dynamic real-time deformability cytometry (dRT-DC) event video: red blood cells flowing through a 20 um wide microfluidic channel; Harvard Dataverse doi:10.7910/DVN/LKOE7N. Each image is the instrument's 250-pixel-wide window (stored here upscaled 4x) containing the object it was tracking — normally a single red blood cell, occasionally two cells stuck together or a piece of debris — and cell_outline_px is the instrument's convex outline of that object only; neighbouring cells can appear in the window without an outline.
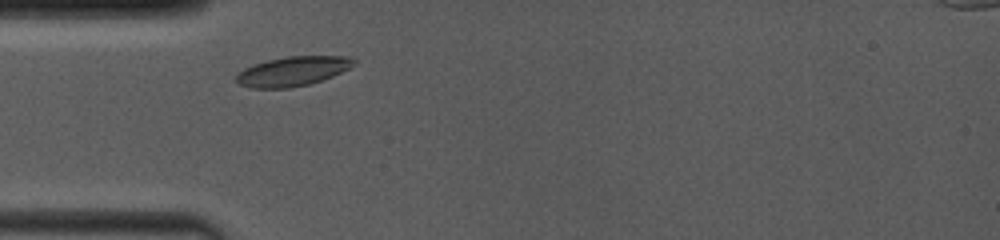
{"species": "common noctule bat (a hibernating species)", "species_latin": "Nyctalus noctula", "temperature_condition": "room temperature", "stored_images_in_passage": 4, "camera_frame_rate_fps": 4000, "um_per_image_px": 0.085, "animal": {"sex": "female", "body_mass_g": 19.0, "forearm_length_mm": 53.3}, "frame": {"image": 1, "passage_image": 1, "time_ms": 0.0, "image_size_px": [1000, 240], "cell_outline_px": [[356, 64], [332, 76], [308, 84], [288, 88], [252, 88], [240, 84], [236, 80], [236, 76], [244, 68], [268, 60], [288, 56], [352, 56], [356, 60]], "centroid_in_image_um": [24.91, 6.05], "position_along_channel_um": 60.1, "area_um2": 19.94}}
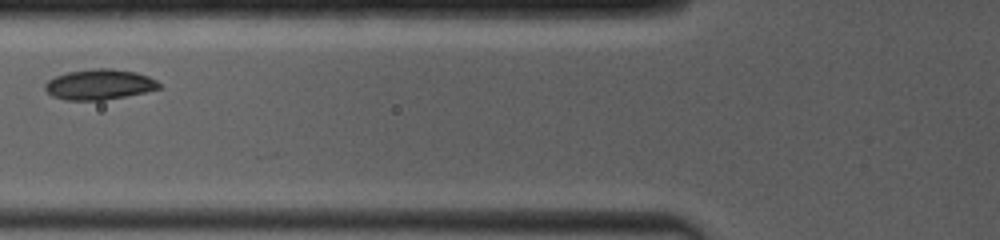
{"frame": {"image": 2, "passage_image": 3, "time_ms": 1.5, "image_size_px": [1000, 240], "cell_outline_px": [[160, 88], [144, 92], [104, 100], [68, 100], [52, 96], [44, 88], [44, 84], [48, 80], [56, 76], [68, 72], [92, 68], [112, 68], [136, 72], [148, 76], [156, 80], [160, 84]], "centroid_in_image_um": [8.43, 7.17], "position_along_channel_um": 117.4, "area_um2": 20.11}}